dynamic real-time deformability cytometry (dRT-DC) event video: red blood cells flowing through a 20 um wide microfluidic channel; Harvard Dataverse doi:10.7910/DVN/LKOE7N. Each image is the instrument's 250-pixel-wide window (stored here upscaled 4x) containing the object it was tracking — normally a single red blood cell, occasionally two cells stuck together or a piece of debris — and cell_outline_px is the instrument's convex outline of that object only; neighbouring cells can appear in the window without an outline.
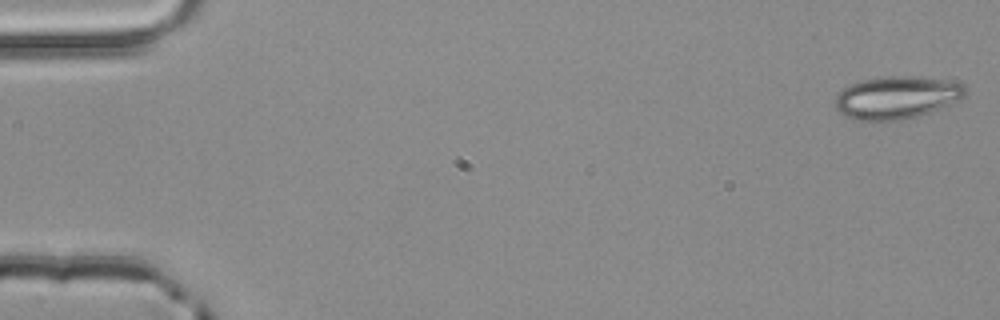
{"species": "common noctule bat (a hibernating species)", "species_latin": "Nyctalus noctula", "temperature_condition": "room temperature", "stored_images_in_passage": 4, "camera_frame_rate_fps": 3000, "um_per_image_px": 0.085, "animal": {"sex": "male", "body_mass_g": 20.4}, "frame": {"image": 1, "passage_image": 1, "time_ms": 0.0, "image_size_px": [1000, 320], "cell_outline_px": [[968, 92], [964, 96], [940, 108], [916, 116], [900, 120], [852, 120], [844, 116], [836, 108], [836, 96], [844, 88], [852, 84], [864, 80], [888, 76], [912, 76], [944, 80], [964, 84]], "centroid_in_image_um": [76.21, 8.29], "position_along_channel_um": 8.8, "area_um2": 31.85}}